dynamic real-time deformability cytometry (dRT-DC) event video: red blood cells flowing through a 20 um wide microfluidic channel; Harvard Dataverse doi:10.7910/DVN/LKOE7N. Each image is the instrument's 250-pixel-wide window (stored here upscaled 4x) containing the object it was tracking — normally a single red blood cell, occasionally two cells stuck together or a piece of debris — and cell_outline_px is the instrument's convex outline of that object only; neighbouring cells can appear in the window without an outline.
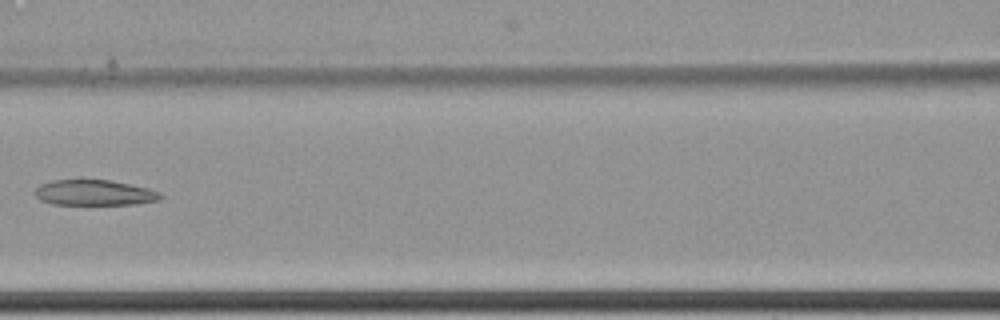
{"species": "common noctule bat (a hibernating species)", "species_latin": "Nyctalus noctula", "temperature_condition": "cold", "stored_images_in_passage": 11, "camera_frame_rate_fps": 3000, "um_per_image_px": 0.085, "animal": {"sex": "female", "body_mass_g": 22.7, "forearm_length_mm": 54.2}, "frame": {"image": 1, "passage_image": 7, "time_ms": 2.0, "image_size_px": [1000, 320], "cell_outline_px": [[164, 196], [160, 200], [136, 204], [52, 204], [40, 200], [36, 196], [36, 188], [40, 184], [52, 180], [108, 180], [132, 184], [148, 188], [160, 192]], "centroid_in_image_um": [8.06, 16.38], "position_along_channel_um": 158.5, "area_um2": 18.67}}
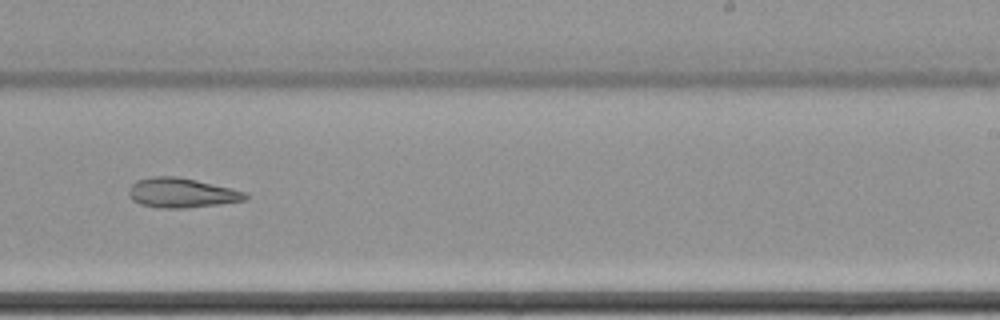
{"frame": {"image": 2, "passage_image": 10, "time_ms": 3.0, "image_size_px": [1000, 320], "cell_outline_px": [[248, 200], [220, 204], [188, 208], [160, 208], [140, 204], [132, 200], [128, 192], [128, 188], [136, 180], [152, 176], [176, 176], [196, 180], [248, 192]], "centroid_in_image_um": [15.45, 16.39], "position_along_channel_um": 273.6, "area_um2": 20.35}}
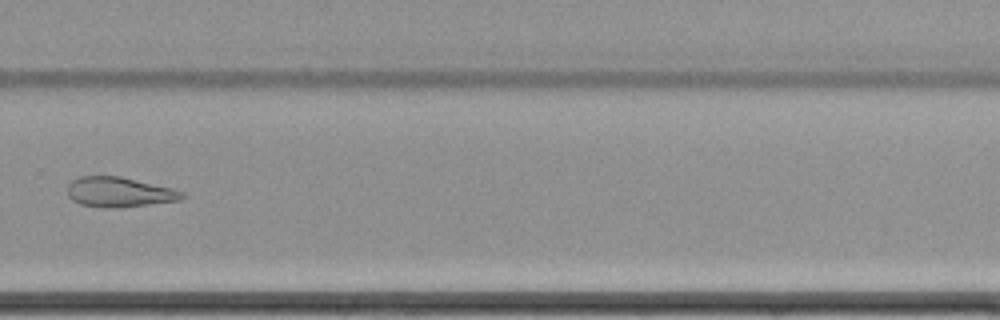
{"frame": {"image": 3, "passage_image": 11, "time_ms": 3.333, "image_size_px": [1000, 320], "cell_outline_px": [[184, 196], [180, 200], [116, 208], [100, 208], [80, 204], [72, 200], [68, 196], [68, 184], [72, 180], [80, 176], [120, 176], [172, 188], [184, 192]], "centroid_in_image_um": [10.1, 16.33], "position_along_channel_um": 319.7, "area_um2": 20.0}}